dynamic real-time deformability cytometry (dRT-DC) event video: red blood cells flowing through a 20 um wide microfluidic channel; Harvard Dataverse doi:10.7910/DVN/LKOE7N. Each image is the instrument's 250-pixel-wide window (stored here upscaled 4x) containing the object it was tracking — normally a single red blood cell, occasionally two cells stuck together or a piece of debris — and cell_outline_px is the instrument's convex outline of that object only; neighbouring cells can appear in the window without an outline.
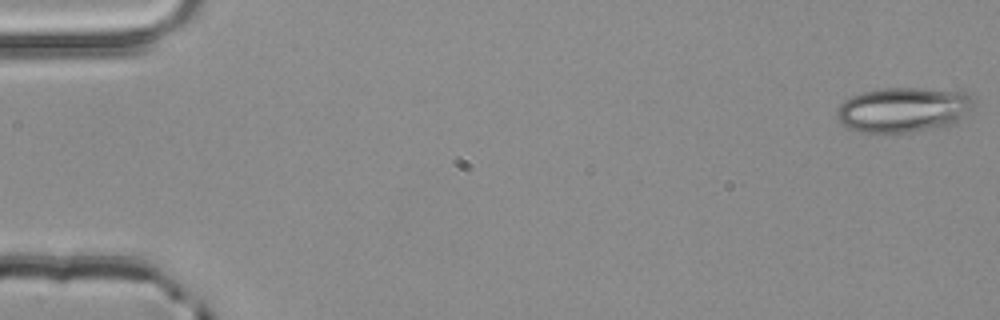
{"species": "common noctule bat (a hibernating species)", "species_latin": "Nyctalus noctula", "temperature_condition": "room temperature", "stored_images_in_passage": 3, "camera_frame_rate_fps": 3000, "um_per_image_px": 0.085, "animal": {"sex": "male", "body_mass_g": 20.4}, "frame": {"image": 1, "passage_image": 1, "time_ms": 0.0, "image_size_px": [1000, 320], "cell_outline_px": [[976, 104], [968, 112], [952, 124], [940, 128], [908, 132], [860, 132], [844, 128], [836, 116], [836, 112], [840, 104], [852, 96], [876, 88], [924, 88], [964, 92]], "centroid_in_image_um": [76.75, 9.33], "position_along_channel_um": 8.2, "area_um2": 35.95}}